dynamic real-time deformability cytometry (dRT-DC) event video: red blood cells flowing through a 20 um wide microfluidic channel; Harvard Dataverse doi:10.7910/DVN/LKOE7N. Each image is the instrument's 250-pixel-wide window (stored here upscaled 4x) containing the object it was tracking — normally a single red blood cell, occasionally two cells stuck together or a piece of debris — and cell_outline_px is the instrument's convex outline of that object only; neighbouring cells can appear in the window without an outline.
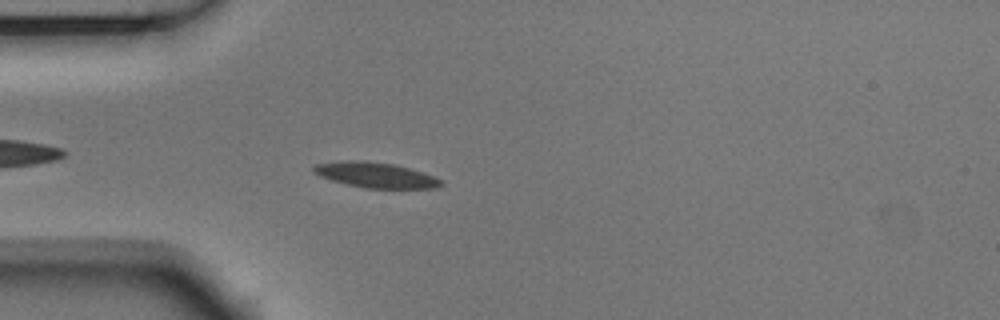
{"species": "Egyptian fruit bat (a non-hibernating species)", "species_latin": "Rousettus aegyptiacus", "temperature_condition": "room temperature", "stored_images_in_passage": 4, "camera_frame_rate_fps": 3000, "um_per_image_px": 0.085, "animal": {"sex": "male"}, "frame": {"image": 1, "passage_image": 4, "time_ms": 1.0, "image_size_px": [1000, 320], "cell_outline_px": [[444, 184], [436, 188], [368, 188], [348, 184], [332, 180], [320, 176], [312, 172], [312, 168], [316, 164], [344, 160], [368, 160], [392, 164], [424, 172], [444, 180]], "centroid_in_image_um": [31.95, 14.87], "position_along_channel_um": 53.0, "area_um2": 18.84}}